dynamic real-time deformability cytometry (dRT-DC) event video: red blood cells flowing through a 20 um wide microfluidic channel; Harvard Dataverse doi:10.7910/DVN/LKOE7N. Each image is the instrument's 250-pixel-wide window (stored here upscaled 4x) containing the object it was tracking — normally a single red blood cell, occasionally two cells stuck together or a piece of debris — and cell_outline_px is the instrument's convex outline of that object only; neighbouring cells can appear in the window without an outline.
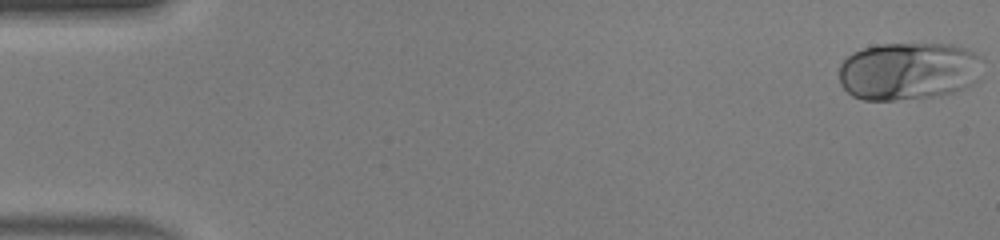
{"species": "human", "species_latin": "Homo sapiens", "temperature_condition": "warm", "stored_images_in_passage": 49, "camera_frame_rate_fps": 3000, "um_per_image_px": 0.085, "donor": {"sex": "male"}, "frame": {"image": 1, "passage_image": 1, "time_ms": 0.0, "image_size_px": [1000, 240], "cell_outline_px": [[984, 60], [980, 80], [976, 84], [940, 96], [896, 100], [864, 100], [852, 96], [840, 84], [840, 64], [852, 52], [864, 48], [880, 44], [952, 44], [968, 48], [976, 52]], "centroid_in_image_um": [77.3, 6.04], "position_along_channel_um": 7.7, "area_um2": 49.36}}
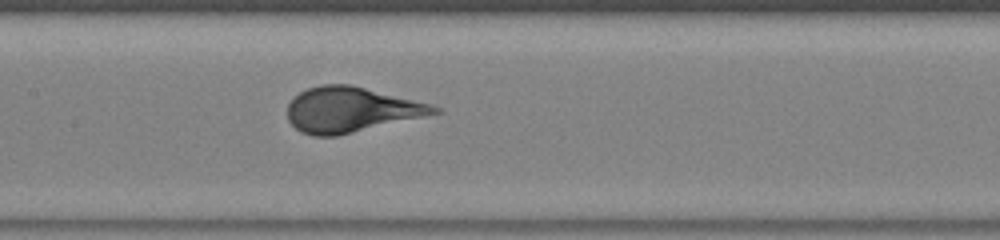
{"frame": {"image": 2, "passage_image": 24, "time_ms": 7.667, "image_size_px": [1000, 240], "cell_outline_px": [[444, 112], [336, 136], [312, 136], [300, 132], [288, 120], [288, 104], [300, 92], [308, 88], [320, 84], [348, 84], [432, 104], [440, 108]], "centroid_in_image_um": [29.83, 9.33], "position_along_channel_um": 177.6, "area_um2": 38.38}}
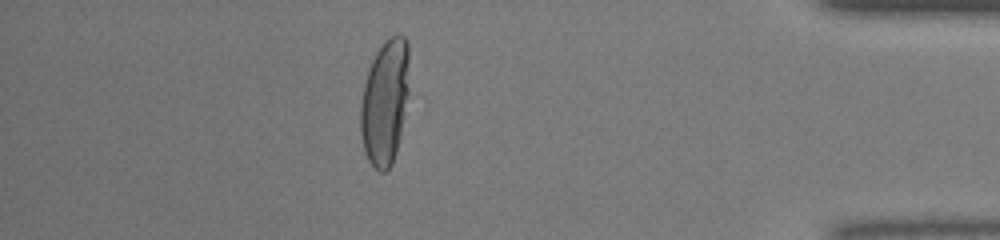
{"frame": {"image": 3, "passage_image": 43, "time_ms": 14.0, "image_size_px": [1000, 240], "cell_outline_px": [[408, 96], [400, 136], [396, 152], [392, 164], [384, 172], [380, 172], [368, 160], [364, 152], [360, 132], [360, 104], [364, 84], [368, 68], [376, 52], [384, 40], [396, 32], [404, 36], [408, 40]], "centroid_in_image_um": [32.71, 8.64], "position_along_channel_um": 402.5, "area_um2": 35.89}}